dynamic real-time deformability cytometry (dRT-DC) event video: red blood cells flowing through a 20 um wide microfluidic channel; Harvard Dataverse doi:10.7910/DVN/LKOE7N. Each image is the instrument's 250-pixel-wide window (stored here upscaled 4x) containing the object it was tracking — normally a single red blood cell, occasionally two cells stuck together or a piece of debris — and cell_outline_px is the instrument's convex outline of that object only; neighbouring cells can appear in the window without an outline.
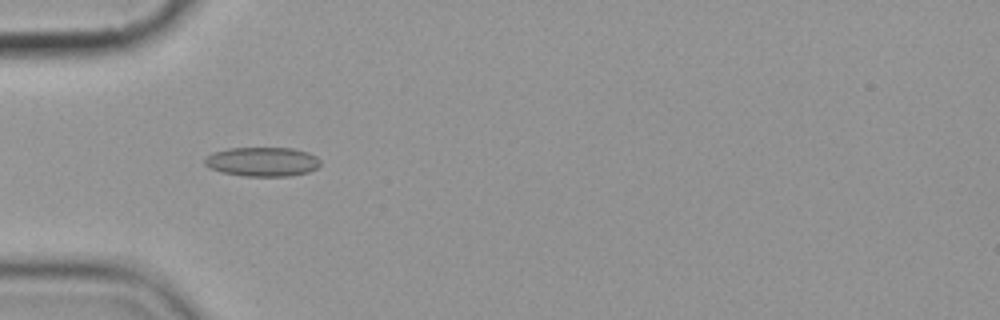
{"species": "common noctule bat (a hibernating species)", "species_latin": "Nyctalus noctula", "temperature_condition": "cold", "stored_images_in_passage": 7, "camera_frame_rate_fps": 3000, "um_per_image_px": 0.085, "animal": {"sex": "female", "body_mass_g": 19.9}, "frame": {"image": 1, "passage_image": 2, "time_ms": 1.0, "image_size_px": [1000, 320], "cell_outline_px": [[320, 164], [316, 168], [308, 172], [288, 176], [244, 176], [224, 172], [208, 168], [204, 164], [204, 160], [212, 152], [228, 148], [292, 148], [308, 152], [316, 156], [320, 160]], "centroid_in_image_um": [22.29, 13.74], "position_along_channel_um": 62.7, "area_um2": 19.71}}
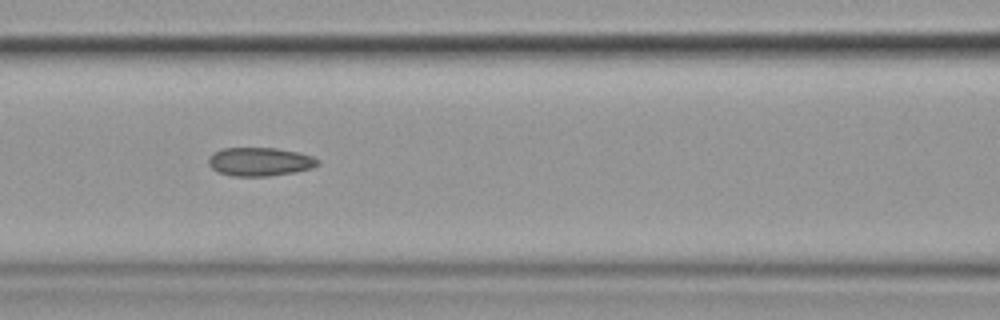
{"frame": {"image": 2, "passage_image": 4, "time_ms": 3.333, "image_size_px": [1000, 320], "cell_outline_px": [[320, 164], [312, 168], [296, 172], [268, 176], [232, 176], [220, 172], [212, 168], [208, 164], [208, 156], [212, 152], [224, 148], [276, 148], [300, 152], [312, 156], [320, 160]], "centroid_in_image_um": [22.1, 13.74], "position_along_channel_um": 144.5, "area_um2": 18.38}}
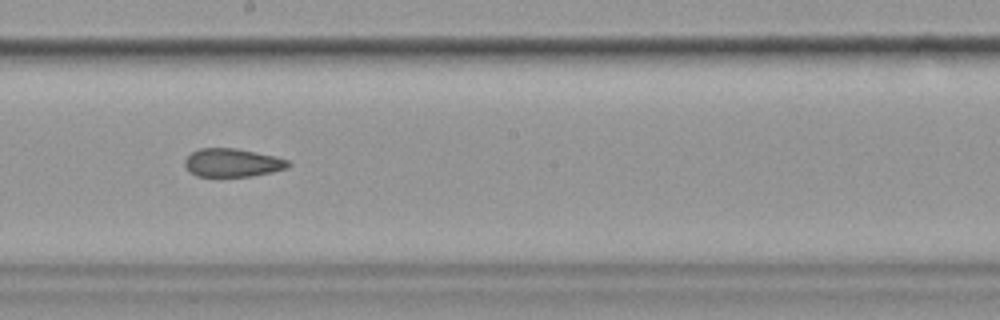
{"frame": {"image": 3, "passage_image": 6, "time_ms": 5.667, "image_size_px": [1000, 320], "cell_outline_px": [[292, 164], [288, 168], [272, 172], [252, 176], [196, 176], [184, 164], [184, 160], [192, 152], [200, 148], [236, 148], [276, 156], [288, 160]], "centroid_in_image_um": [19.8, 13.82], "position_along_channel_um": 228.4, "area_um2": 17.05}}